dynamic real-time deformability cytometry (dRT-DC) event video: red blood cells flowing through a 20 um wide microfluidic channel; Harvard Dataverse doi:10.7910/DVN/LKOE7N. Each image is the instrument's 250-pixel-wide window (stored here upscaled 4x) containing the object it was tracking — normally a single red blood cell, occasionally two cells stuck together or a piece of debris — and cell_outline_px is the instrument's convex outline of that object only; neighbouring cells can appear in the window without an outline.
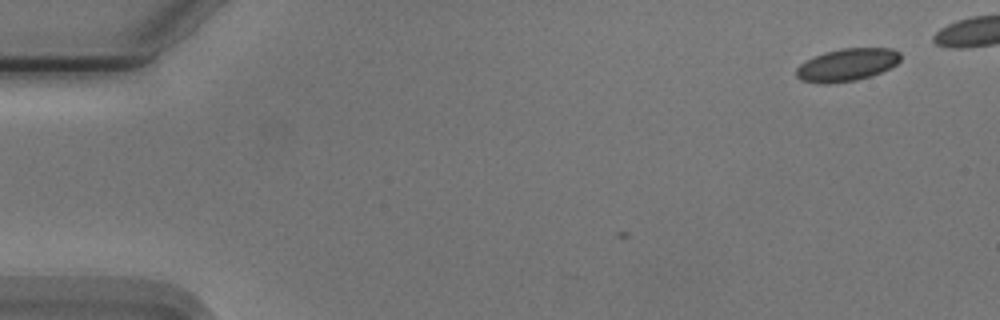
{"species": "Egyptian fruit bat (a non-hibernating species)", "species_latin": "Rousettus aegyptiacus", "temperature_condition": "cold", "stored_images_in_passage": 4, "camera_frame_rate_fps": 3000, "um_per_image_px": 0.085, "animal": {"sex": "male"}, "frame": {"image": 1, "passage_image": 4, "time_ms": 1.0, "image_size_px": [1000, 320], "cell_outline_px": [[900, 60], [896, 64], [880, 72], [856, 80], [828, 84], [820, 84], [800, 80], [796, 76], [796, 68], [800, 64], [816, 56], [840, 48], [892, 48], [900, 52]], "centroid_in_image_um": [71.98, 5.51], "position_along_channel_um": 13.0, "area_um2": 19.59}}